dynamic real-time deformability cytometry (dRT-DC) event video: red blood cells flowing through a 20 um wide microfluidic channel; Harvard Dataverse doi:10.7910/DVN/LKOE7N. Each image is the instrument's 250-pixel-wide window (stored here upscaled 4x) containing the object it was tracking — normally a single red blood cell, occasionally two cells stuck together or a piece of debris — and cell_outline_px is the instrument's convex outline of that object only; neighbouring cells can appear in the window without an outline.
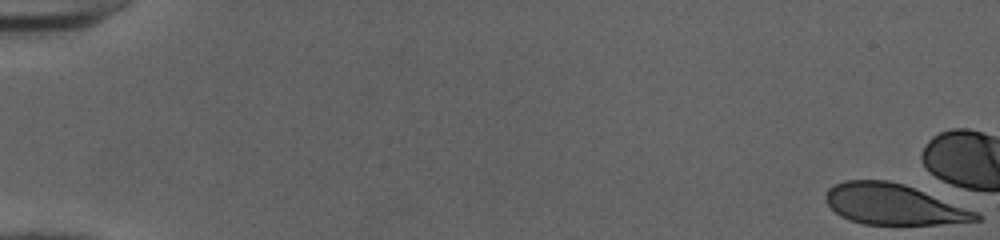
{"species": "human", "species_latin": "Homo sapiens", "temperature_condition": "cold", "stored_images_in_passage": 7, "camera_frame_rate_fps": 3000, "um_per_image_px": 0.085, "donor": {"sex": "female"}, "frame": {"image": 1, "passage_image": 1, "time_ms": 0.0, "image_size_px": [1000, 240], "cell_outline_px": [[984, 216], [980, 220], [936, 224], [864, 224], [848, 220], [840, 216], [828, 204], [824, 196], [828, 188], [832, 184], [844, 180], [888, 180], [904, 184], [976, 212]], "centroid_in_image_um": [75.88, 17.36], "position_along_channel_um": 9.1, "area_um2": 35.32}}